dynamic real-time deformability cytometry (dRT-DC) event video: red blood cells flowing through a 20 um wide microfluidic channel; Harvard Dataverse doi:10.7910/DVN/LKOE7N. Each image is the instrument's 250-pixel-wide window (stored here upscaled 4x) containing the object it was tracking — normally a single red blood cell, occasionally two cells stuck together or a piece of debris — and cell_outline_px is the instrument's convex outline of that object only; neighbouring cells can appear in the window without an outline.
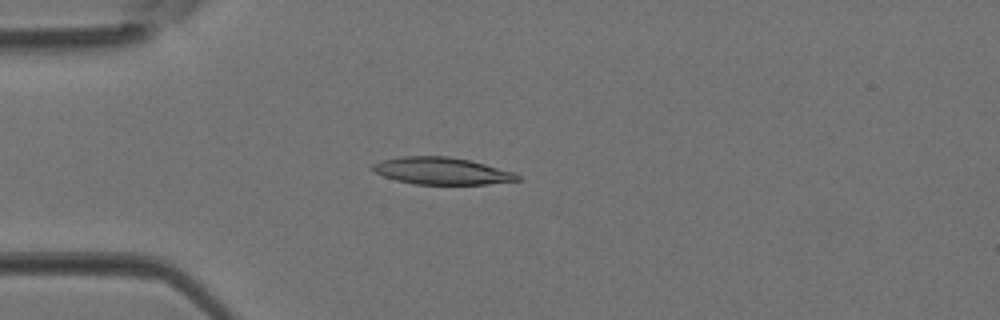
{"species": "Egyptian fruit bat (a non-hibernating species)", "species_latin": "Rousettus aegyptiacus", "temperature_condition": "room temperature", "stored_images_in_passage": 3, "camera_frame_rate_fps": 3000, "um_per_image_px": 0.085, "animal": {"sex": "female"}, "frame": {"image": 1, "passage_image": 3, "time_ms": 0.667, "image_size_px": [1000, 320], "cell_outline_px": [[520, 180], [484, 184], [412, 184], [396, 180], [372, 172], [372, 164], [380, 160], [404, 156], [448, 156], [468, 160], [484, 164], [512, 172], [520, 176]], "centroid_in_image_um": [37.47, 14.53], "position_along_channel_um": 47.5, "area_um2": 22.66}}